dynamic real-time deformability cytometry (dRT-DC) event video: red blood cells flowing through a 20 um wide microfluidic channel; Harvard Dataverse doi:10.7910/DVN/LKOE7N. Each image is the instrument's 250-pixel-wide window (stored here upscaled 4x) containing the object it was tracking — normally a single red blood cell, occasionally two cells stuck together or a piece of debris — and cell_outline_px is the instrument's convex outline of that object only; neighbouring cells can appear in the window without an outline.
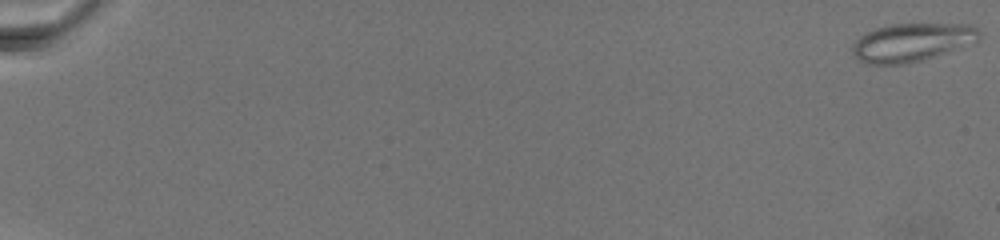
{"species": "common noctule bat (a hibernating species)", "species_latin": "Nyctalus noctula", "temperature_condition": "warm", "stored_images_in_passage": 45, "camera_frame_rate_fps": 3000, "um_per_image_px": 0.085, "animal": {"sex": "female", "body_mass_g": 19.5, "forearm_length_mm": 54.1}, "frame": {"image": 1, "passage_image": 1, "time_ms": 0.0, "image_size_px": [1000, 240], "cell_outline_px": [[980, 36], [976, 44], [920, 60], [900, 64], [868, 64], [860, 60], [852, 52], [852, 44], [860, 36], [876, 28], [892, 24], [968, 24], [976, 28], [980, 32]], "centroid_in_image_um": [77.55, 3.59], "position_along_channel_um": 7.4, "area_um2": 28.21}}
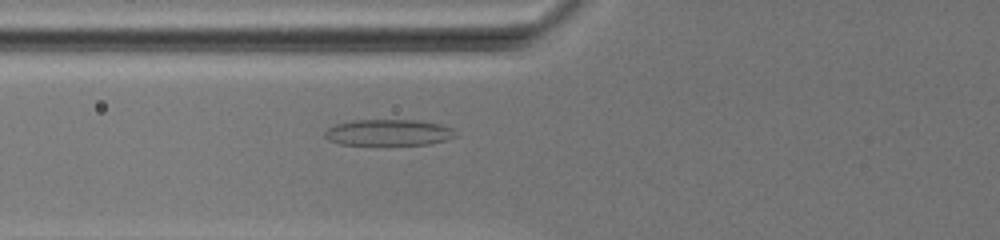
{"frame": {"image": 2, "passage_image": 32, "time_ms": 10.333, "image_size_px": [1000, 240], "cell_outline_px": [[456, 136], [444, 140], [428, 144], [340, 144], [328, 140], [324, 136], [324, 132], [328, 128], [336, 124], [352, 120], [416, 120], [440, 124], [452, 128]], "centroid_in_image_um": [32.99, 11.25], "position_along_channel_um": 92.8, "area_um2": 19.71}}
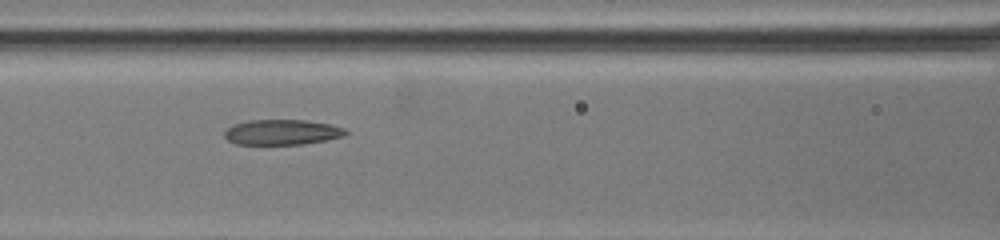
{"frame": {"image": 3, "passage_image": 37, "time_ms": 12.0, "image_size_px": [1000, 240], "cell_outline_px": [[348, 132], [344, 136], [328, 140], [304, 144], [236, 144], [228, 140], [224, 136], [224, 132], [232, 124], [248, 120], [304, 120], [328, 124], [344, 128]], "centroid_in_image_um": [23.96, 11.24], "position_along_channel_um": 142.6, "area_um2": 17.86}}